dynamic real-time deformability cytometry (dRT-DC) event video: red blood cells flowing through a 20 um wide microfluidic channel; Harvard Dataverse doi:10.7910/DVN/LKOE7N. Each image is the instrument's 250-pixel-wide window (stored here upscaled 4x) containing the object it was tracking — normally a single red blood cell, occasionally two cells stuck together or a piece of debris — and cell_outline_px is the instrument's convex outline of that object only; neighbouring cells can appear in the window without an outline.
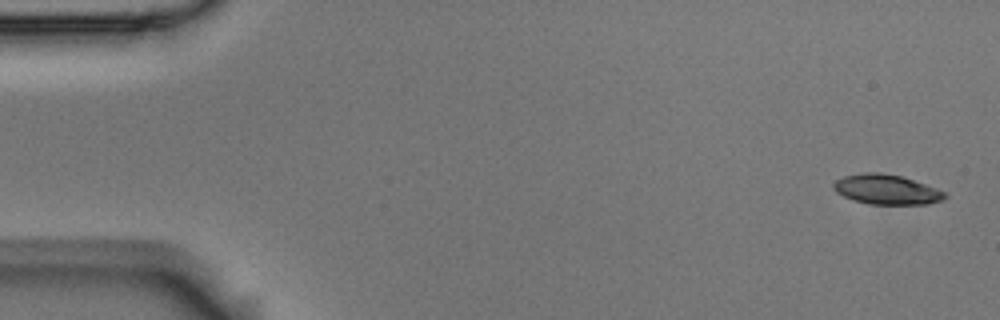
{"species": "Egyptian fruit bat (a non-hibernating species)", "species_latin": "Rousettus aegyptiacus", "temperature_condition": "room temperature", "stored_images_in_passage": 5, "segment_of_instrument_passage": [1, 2], "camera_frame_rate_fps": 3000, "um_per_image_px": 0.085, "animal": {"sex": "male"}, "frame": {"image": 1, "passage_image": 1, "time_ms": 0.0, "image_size_px": [1000, 320], "cell_outline_px": [[948, 196], [940, 200], [928, 204], [868, 204], [844, 196], [836, 192], [832, 188], [832, 184], [836, 180], [844, 176], [864, 172], [880, 172], [900, 176], [924, 184], [944, 192]], "centroid_in_image_um": [75.31, 16.1], "position_along_channel_um": 9.7, "area_um2": 19.07}}
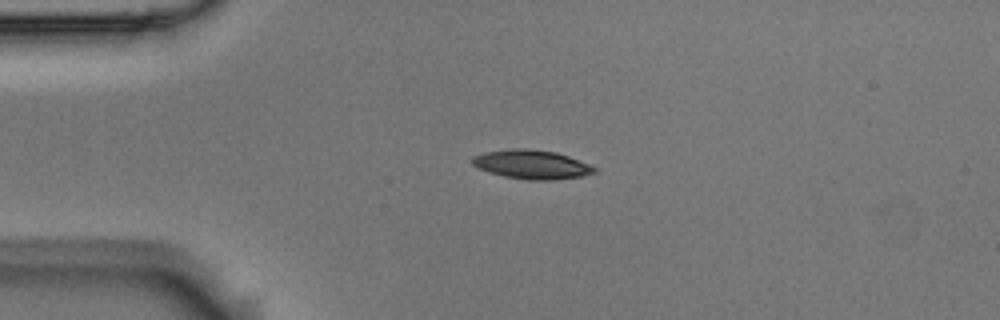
{"frame": {"image": 2, "passage_image": 4, "time_ms": 1.0, "image_size_px": [1000, 320], "cell_outline_px": [[596, 172], [584, 176], [552, 180], [528, 180], [504, 176], [488, 172], [472, 164], [472, 156], [484, 152], [508, 148], [524, 148], [556, 152], [568, 156], [588, 164], [596, 168]], "centroid_in_image_um": [45.18, 13.97], "position_along_channel_um": 39.8, "area_um2": 20.63}}